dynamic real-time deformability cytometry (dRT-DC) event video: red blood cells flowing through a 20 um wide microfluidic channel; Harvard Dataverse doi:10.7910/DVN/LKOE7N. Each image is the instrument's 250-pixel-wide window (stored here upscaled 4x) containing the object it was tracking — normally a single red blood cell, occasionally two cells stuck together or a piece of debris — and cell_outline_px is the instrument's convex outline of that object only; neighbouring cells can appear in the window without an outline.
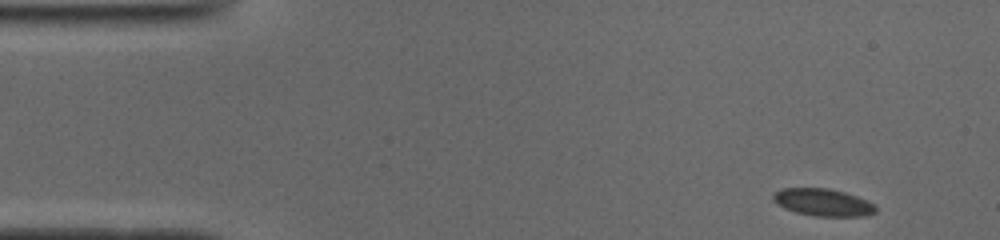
{"species": "common noctule bat (a hibernating species)", "species_latin": "Nyctalus noctula", "temperature_condition": "cold", "stored_images_in_passage": 51, "camera_frame_rate_fps": 3000, "um_per_image_px": 0.085, "animal": {"sex": "male", "body_mass_g": 19.0, "forearm_length_mm": 50.8}, "frame": {"image": 1, "passage_image": 1, "time_ms": 0.0, "image_size_px": [1000, 240], "cell_outline_px": [[876, 212], [864, 216], [816, 216], [796, 212], [784, 208], [776, 204], [772, 196], [776, 192], [784, 188], [824, 188], [844, 192], [856, 196], [872, 204], [876, 208]], "centroid_in_image_um": [69.92, 17.21], "position_along_channel_um": 15.1, "area_um2": 16.01}}
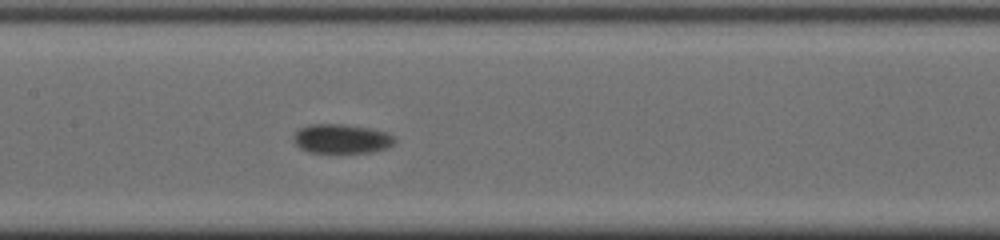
{"frame": {"image": 2, "passage_image": 22, "time_ms": 7.0, "image_size_px": [1000, 240], "cell_outline_px": [[396, 140], [388, 148], [372, 152], [308, 152], [300, 148], [296, 144], [292, 136], [300, 128], [312, 124], [340, 124], [368, 128], [384, 132], [396, 136]], "centroid_in_image_um": [29.04, 11.8], "position_along_channel_um": 178.4, "area_um2": 17.11}}
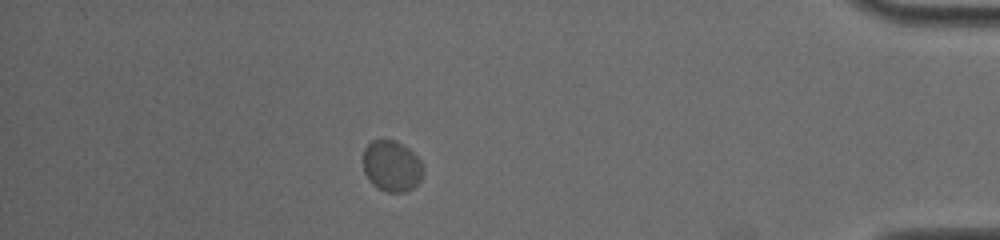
{"frame": {"image": 3, "passage_image": 44, "time_ms": 14.333, "image_size_px": [1000, 240], "cell_outline_px": [[424, 172], [420, 180], [412, 188], [404, 192], [388, 192], [372, 184], [364, 172], [364, 148], [372, 140], [396, 140], [404, 144], [420, 160], [424, 168]], "centroid_in_image_um": [33.31, 14.1], "position_along_channel_um": 401.9, "area_um2": 17.8}, "authors_computed_cell_mechanics": {"area_um2": 17.34, "velocity_mm_per_s": 3.6933, "shape_relaxation_time_tau1_ms": 4.439, "shape_relaxation_time_tau2_ms": null, "deformation_change_tau1": 0.1052, "deformation_change_tau2": null}}